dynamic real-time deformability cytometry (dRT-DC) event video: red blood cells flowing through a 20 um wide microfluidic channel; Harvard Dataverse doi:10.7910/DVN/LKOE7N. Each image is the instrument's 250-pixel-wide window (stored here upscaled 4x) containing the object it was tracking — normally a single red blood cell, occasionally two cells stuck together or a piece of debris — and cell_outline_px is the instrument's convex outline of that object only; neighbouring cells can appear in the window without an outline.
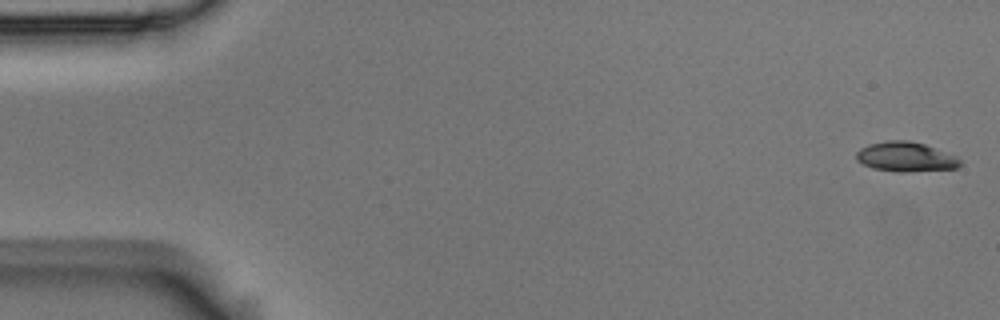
{"species": "Egyptian fruit bat (a non-hibernating species)", "species_latin": "Rousettus aegyptiacus", "temperature_condition": "room temperature", "stored_images_in_passage": 4, "camera_frame_rate_fps": 3000, "um_per_image_px": 0.085, "animal": {"sex": "male"}, "frame": {"image": 1, "passage_image": 1, "time_ms": 0.0, "image_size_px": [1000, 320], "cell_outline_px": [[960, 164], [956, 168], [904, 172], [872, 168], [856, 160], [856, 152], [860, 148], [868, 144], [888, 140], [908, 140], [924, 144], [956, 156], [960, 160]], "centroid_in_image_um": [76.95, 13.32], "position_along_channel_um": 8.1, "area_um2": 17.74}}
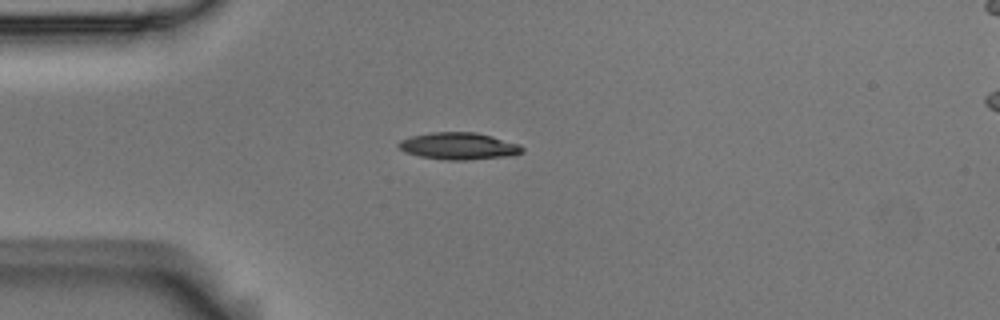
{"frame": {"image": 2, "passage_image": 4, "time_ms": 1.0, "image_size_px": [1000, 320], "cell_outline_px": [[524, 152], [516, 156], [464, 160], [448, 160], [420, 156], [404, 152], [396, 144], [400, 140], [412, 136], [432, 132], [476, 132], [492, 136], [520, 144], [524, 148]], "centroid_in_image_um": [39.04, 12.42], "position_along_channel_um": 46.0, "area_um2": 19.65}}